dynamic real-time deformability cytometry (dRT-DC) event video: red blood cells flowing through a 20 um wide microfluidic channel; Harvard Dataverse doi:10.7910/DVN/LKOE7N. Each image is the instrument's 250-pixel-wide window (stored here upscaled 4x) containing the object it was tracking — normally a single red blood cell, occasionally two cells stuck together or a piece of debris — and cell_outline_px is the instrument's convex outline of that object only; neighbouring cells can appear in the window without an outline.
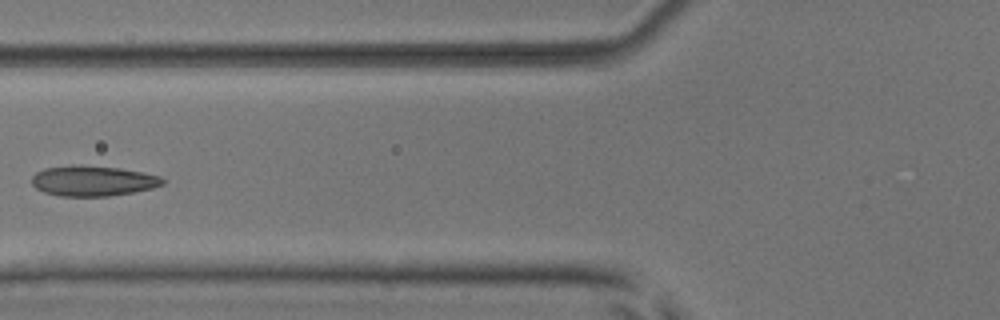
{"species": "common noctule bat (a hibernating species)", "species_latin": "Nyctalus noctula", "temperature_condition": "room temperature", "stored_images_in_passage": 6, "camera_frame_rate_fps": 3000, "um_per_image_px": 0.085, "animal": {"sex": "male", "body_mass_g": 17.9, "forearm_length_mm": 54.2}, "frame": {"image": 1, "passage_image": 6, "time_ms": 6.0, "image_size_px": [1000, 320], "cell_outline_px": [[168, 180], [164, 184], [152, 188], [132, 192], [108, 196], [60, 196], [44, 192], [36, 188], [32, 184], [32, 176], [36, 172], [44, 168], [72, 164], [80, 164], [120, 168], [160, 176]], "centroid_in_image_um": [7.89, 15.36], "position_along_channel_um": 117.9, "area_um2": 23.35}}